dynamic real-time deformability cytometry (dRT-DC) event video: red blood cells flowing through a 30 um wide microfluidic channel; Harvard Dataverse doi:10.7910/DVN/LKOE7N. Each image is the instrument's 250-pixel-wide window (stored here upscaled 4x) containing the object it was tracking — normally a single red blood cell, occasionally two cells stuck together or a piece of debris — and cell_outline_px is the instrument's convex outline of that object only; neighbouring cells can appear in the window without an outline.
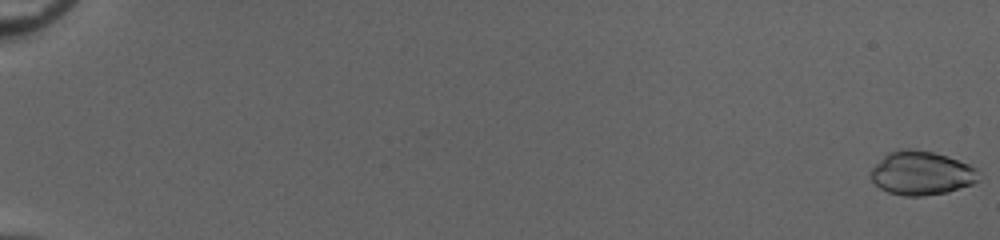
{"species": "common noctule bat (a hibernating species)", "species_latin": "Nyctalus noctula", "temperature_condition": "cold", "stored_images_in_passage": 54, "camera_frame_rate_fps": 3000, "um_per_image_px": 0.085, "animal": {"sex": "female", "body_mass_g": 20.0, "forearm_length_mm": 54.0}, "frame": {"image": 1, "passage_image": 1, "time_ms": 0.0, "image_size_px": [1000, 240], "cell_outline_px": [[980, 180], [972, 184], [948, 192], [924, 196], [904, 196], [888, 192], [880, 188], [872, 180], [872, 168], [888, 152], [900, 148], [912, 148], [932, 152], [948, 156], [968, 164], [976, 168]], "centroid_in_image_um": [78.34, 14.71], "position_along_channel_um": 6.7, "area_um2": 27.57}}
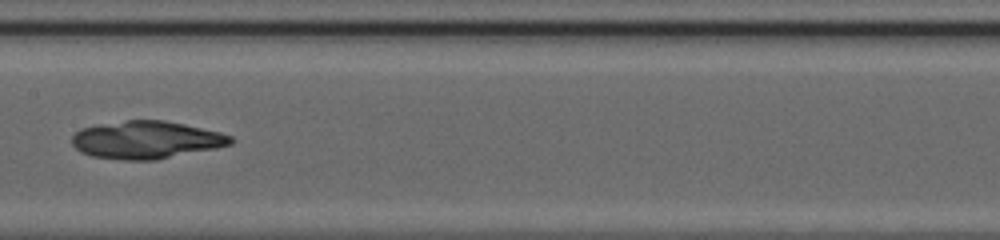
{"frame": {"image": 2, "passage_image": 31, "time_ms": 10.0, "image_size_px": [1000, 240], "cell_outline_px": [[236, 140], [232, 144], [216, 148], [156, 160], [120, 160], [92, 156], [80, 152], [72, 144], [72, 136], [80, 128], [100, 124], [128, 120], [164, 120], [184, 124], [220, 132], [232, 136]], "centroid_in_image_um": [12.44, 11.89], "position_along_channel_um": 195.0, "area_um2": 34.97}}
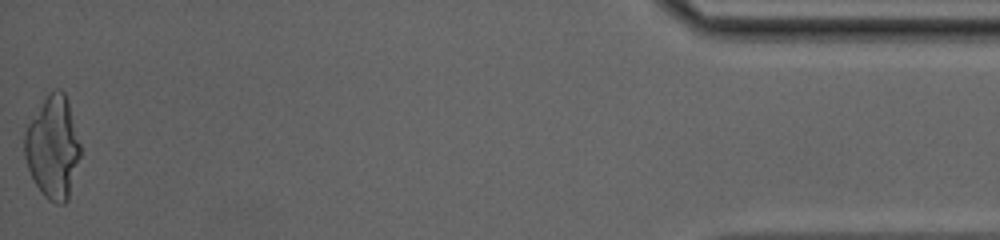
{"frame": {"image": 3, "passage_image": 54, "time_ms": 17.667, "image_size_px": [1000, 240], "cell_outline_px": [[80, 156], [68, 200], [64, 204], [56, 204], [48, 200], [44, 196], [36, 184], [28, 168], [24, 156], [24, 124], [44, 100], [56, 88], [60, 88], [64, 92], [68, 100], [80, 144]], "centroid_in_image_um": [4.47, 12.52], "position_along_channel_um": 430.7, "area_um2": 33.47}}